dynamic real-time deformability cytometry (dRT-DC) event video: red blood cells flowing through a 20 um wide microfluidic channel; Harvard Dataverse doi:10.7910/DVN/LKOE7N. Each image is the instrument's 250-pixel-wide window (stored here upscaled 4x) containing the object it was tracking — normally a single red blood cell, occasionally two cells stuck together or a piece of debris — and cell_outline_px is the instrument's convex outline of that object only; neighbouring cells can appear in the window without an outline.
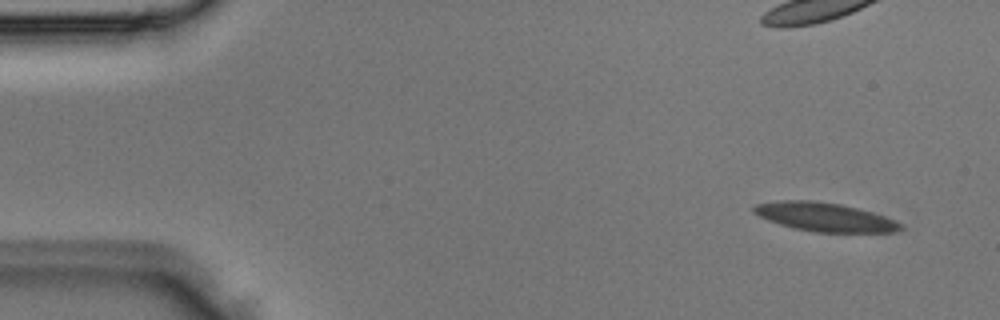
{"species": "Egyptian fruit bat (a non-hibernating species)", "species_latin": "Rousettus aegyptiacus", "temperature_condition": "room temperature", "stored_images_in_passage": 3, "segment_of_instrument_passage": [2, 2], "camera_frame_rate_fps": 3000, "um_per_image_px": 0.085, "animal": {"sex": "male"}, "frame": {"image": 1, "passage_image": 3, "time_ms": 0.667, "image_size_px": [1000, 320], "cell_outline_px": [[904, 228], [896, 232], [816, 232], [792, 228], [768, 220], [752, 212], [752, 208], [756, 204], [780, 200], [812, 200], [840, 204], [872, 212], [896, 220], [904, 224]], "centroid_in_image_um": [70.12, 18.45], "position_along_channel_um": 14.9, "area_um2": 24.62}}